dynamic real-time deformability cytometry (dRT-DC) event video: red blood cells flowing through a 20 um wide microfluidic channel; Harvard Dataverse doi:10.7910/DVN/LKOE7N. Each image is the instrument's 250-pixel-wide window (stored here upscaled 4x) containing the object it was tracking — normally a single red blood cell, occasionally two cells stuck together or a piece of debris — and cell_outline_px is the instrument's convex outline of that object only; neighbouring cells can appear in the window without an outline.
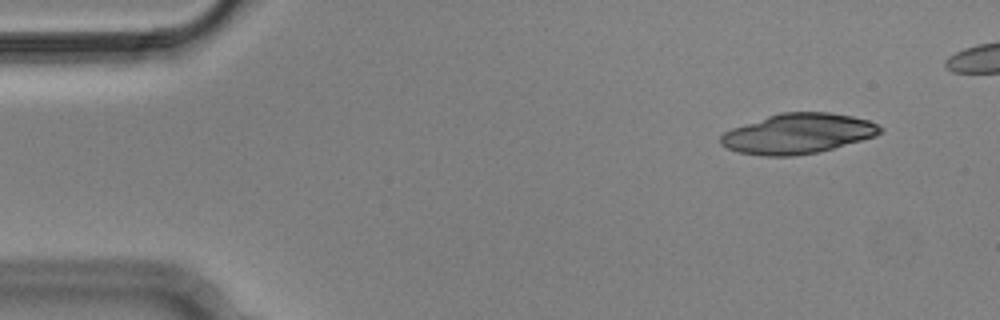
{"species": "Egyptian fruit bat (a non-hibernating species)", "species_latin": "Rousettus aegyptiacus", "temperature_condition": "cold", "stored_images_in_passage": 5, "camera_frame_rate_fps": 3000, "um_per_image_px": 0.085, "animal": {"sex": "male"}, "frame": {"image": 1, "passage_image": 2, "time_ms": 0.333, "image_size_px": [1000, 320], "cell_outline_px": [[884, 132], [876, 136], [832, 148], [816, 152], [792, 156], [760, 156], [736, 152], [720, 144], [720, 136], [724, 132], [732, 128], [780, 112], [828, 112], [852, 116], [868, 120], [884, 128]], "centroid_in_image_um": [67.82, 11.36], "position_along_channel_um": 17.2, "area_um2": 37.22}}